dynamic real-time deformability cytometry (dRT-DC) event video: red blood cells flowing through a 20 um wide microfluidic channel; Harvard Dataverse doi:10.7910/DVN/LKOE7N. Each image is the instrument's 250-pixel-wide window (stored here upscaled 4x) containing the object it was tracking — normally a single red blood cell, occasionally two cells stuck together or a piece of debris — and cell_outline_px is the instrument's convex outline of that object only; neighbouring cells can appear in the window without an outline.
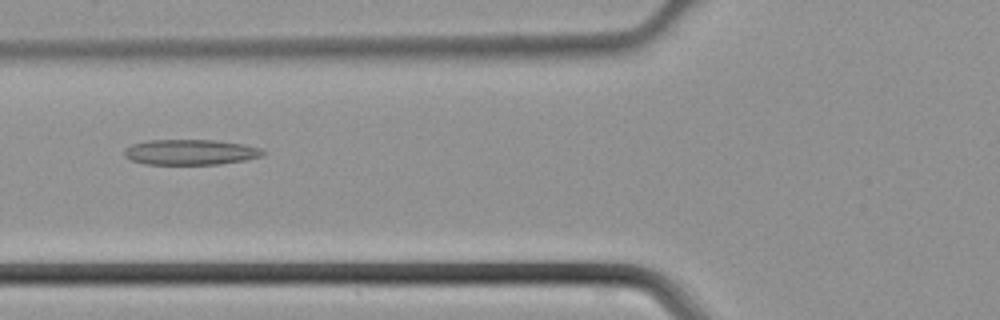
{"species": "common noctule bat (a hibernating species)", "species_latin": "Nyctalus noctula", "temperature_condition": "cold", "stored_images_in_passage": 33, "camera_frame_rate_fps": 3000, "um_per_image_px": 0.085, "animal": {"sex": "male", "body_mass_g": 21.5, "forearm_length_mm": 52.0}, "frame": {"image": 1, "passage_image": 6, "time_ms": 1.667, "image_size_px": [1000, 320], "cell_outline_px": [[268, 152], [264, 156], [248, 160], [220, 164], [144, 164], [132, 160], [124, 156], [124, 148], [132, 144], [148, 140], [216, 140], [244, 144], [260, 148]], "centroid_in_image_um": [16.24, 12.93], "position_along_channel_um": 109.6, "area_um2": 20.81}}
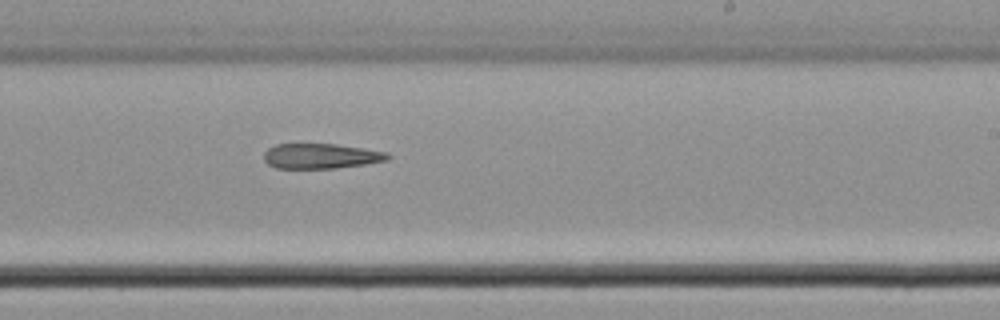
{"frame": {"image": 2, "passage_image": 16, "time_ms": 5.0, "image_size_px": [1000, 320], "cell_outline_px": [[392, 156], [388, 160], [364, 164], [336, 168], [276, 168], [268, 164], [264, 160], [264, 152], [268, 148], [276, 144], [336, 144], [364, 148], [388, 152]], "centroid_in_image_um": [27.29, 13.26], "position_along_channel_um": 261.7, "area_um2": 18.15}}
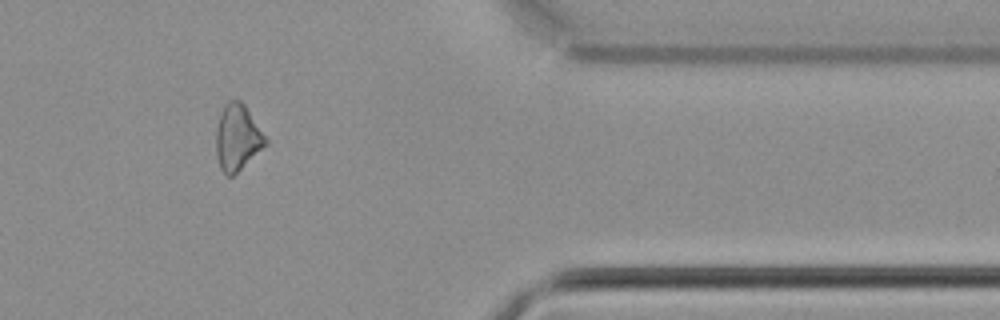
{"frame": {"image": 3, "passage_image": 26, "time_ms": 8.333, "image_size_px": [1000, 320], "cell_outline_px": [[268, 144], [232, 176], [224, 176], [220, 168], [216, 156], [216, 128], [220, 112], [224, 104], [228, 100], [240, 100], [244, 104], [268, 140]], "centroid_in_image_um": [20.16, 11.69], "position_along_channel_um": 391.2, "area_um2": 19.13}}